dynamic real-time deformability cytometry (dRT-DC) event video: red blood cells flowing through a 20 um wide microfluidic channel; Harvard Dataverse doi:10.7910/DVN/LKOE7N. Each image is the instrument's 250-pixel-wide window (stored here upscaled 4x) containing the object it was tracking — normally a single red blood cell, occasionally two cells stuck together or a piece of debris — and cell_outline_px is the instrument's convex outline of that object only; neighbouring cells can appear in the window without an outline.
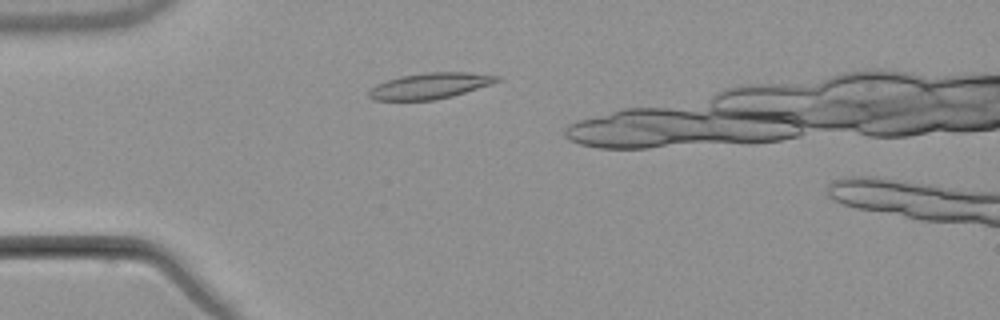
{"species": "common noctule bat (a hibernating species)", "species_latin": "Nyctalus noctula", "temperature_condition": "warm", "stored_images_in_passage": 4, "camera_frame_rate_fps": 3000, "um_per_image_px": 0.085, "animal": {"sex": "male", "body_mass_g": 21.5, "forearm_length_mm": 52.0}, "frame": {"image": 1, "passage_image": 3, "time_ms": 2.667, "image_size_px": [1000, 320], "cell_outline_px": [[500, 80], [492, 84], [452, 96], [436, 100], [372, 100], [368, 96], [368, 92], [376, 84], [400, 76], [428, 72], [468, 72], [500, 76]], "centroid_in_image_um": [36.55, 7.3], "position_along_channel_um": 48.4, "area_um2": 19.31}}